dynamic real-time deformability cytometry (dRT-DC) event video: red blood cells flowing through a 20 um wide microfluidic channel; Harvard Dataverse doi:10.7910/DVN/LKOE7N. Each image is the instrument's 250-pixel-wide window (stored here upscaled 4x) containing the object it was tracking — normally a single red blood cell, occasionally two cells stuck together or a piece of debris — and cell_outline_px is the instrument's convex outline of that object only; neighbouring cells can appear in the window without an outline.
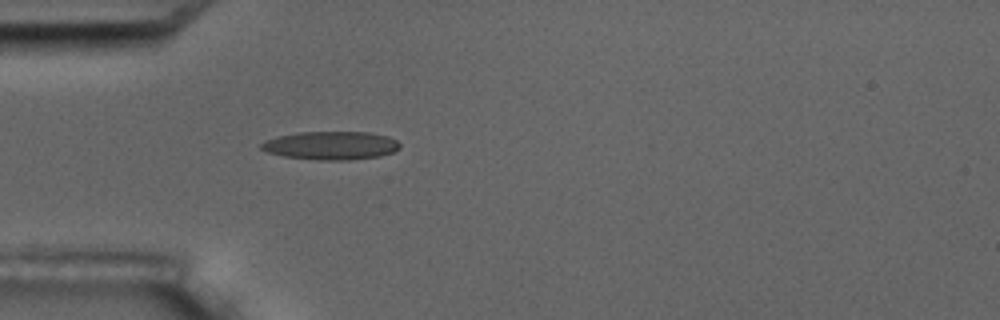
{"species": "common noctule bat (a hibernating species)", "species_latin": "Nyctalus noctula", "temperature_condition": "room temperature", "stored_images_in_passage": 1, "camera_frame_rate_fps": 3000, "um_per_image_px": 0.085, "animal": {"sex": "male", "body_mass_g": 17.5, "forearm_length_mm": 52.3}, "frame": {"image": 1, "passage_image": 1, "time_ms": 0.0, "image_size_px": [1000, 320], "cell_outline_px": [[400, 148], [392, 152], [380, 156], [348, 160], [316, 160], [284, 156], [268, 152], [260, 148], [260, 144], [276, 136], [300, 132], [368, 132], [388, 136], [396, 140], [400, 144]], "centroid_in_image_um": [28.14, 12.37], "position_along_channel_um": 56.9, "area_um2": 22.83}}